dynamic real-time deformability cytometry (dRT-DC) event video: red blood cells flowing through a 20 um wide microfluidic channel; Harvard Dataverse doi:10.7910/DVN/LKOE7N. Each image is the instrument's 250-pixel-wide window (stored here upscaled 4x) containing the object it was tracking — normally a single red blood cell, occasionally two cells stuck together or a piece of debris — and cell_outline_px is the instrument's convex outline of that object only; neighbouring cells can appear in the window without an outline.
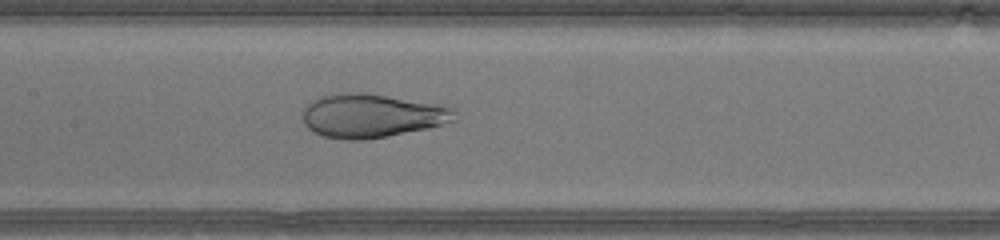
{"species": "human", "species_latin": "Homo sapiens", "temperature_condition": "warm", "stored_images_in_passage": 31, "camera_frame_rate_fps": 3000, "um_per_image_px": 0.085, "donor": {"sex": "male"}, "frame": {"image": 1, "passage_image": 8, "time_ms": 2.333, "image_size_px": [1000, 240], "cell_outline_px": [[456, 120], [428, 128], [388, 136], [364, 140], [348, 140], [324, 136], [312, 132], [304, 124], [304, 108], [312, 100], [320, 96], [332, 92], [368, 92], [440, 104], [452, 108]], "centroid_in_image_um": [31.57, 9.81], "position_along_channel_um": 175.8, "area_um2": 39.07}}
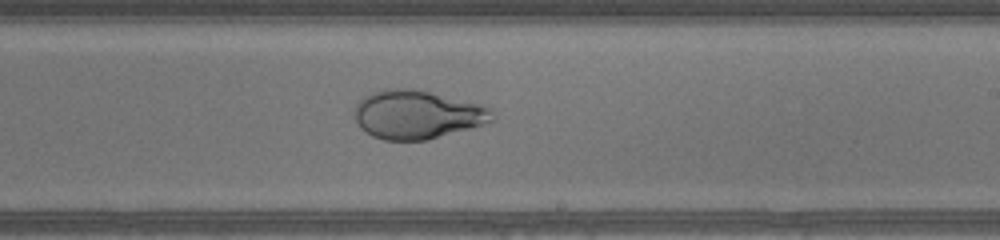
{"frame": {"image": 2, "passage_image": 13, "time_ms": 4.0, "image_size_px": [1000, 240], "cell_outline_px": [[496, 120], [428, 140], [384, 140], [372, 136], [360, 128], [352, 112], [356, 104], [364, 96], [372, 92], [384, 88], [412, 88], [492, 108], [496, 116]], "centroid_in_image_um": [35.41, 9.74], "position_along_channel_um": 253.6, "area_um2": 38.9}}
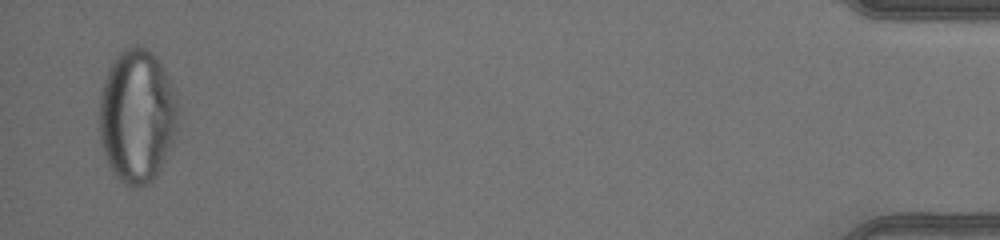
{"frame": {"image": 3, "passage_image": 30, "time_ms": 9.667, "image_size_px": [1000, 240], "cell_outline_px": [[176, 128], [172, 140], [160, 168], [156, 176], [148, 184], [136, 188], [128, 188], [112, 172], [108, 164], [100, 140], [100, 100], [104, 80], [112, 60], [124, 48], [132, 44], [136, 44], [148, 48], [160, 60], [176, 92]], "centroid_in_image_um": [11.63, 9.83], "position_along_channel_um": 423.6, "area_um2": 61.33}}